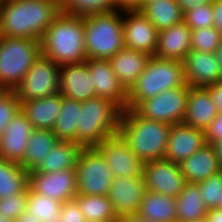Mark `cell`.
<instances>
[{"label": "cell", "mask_w": 222, "mask_h": 222, "mask_svg": "<svg viewBox=\"0 0 222 222\" xmlns=\"http://www.w3.org/2000/svg\"><path fill=\"white\" fill-rule=\"evenodd\" d=\"M60 13L56 0H7L0 7V36L41 40Z\"/></svg>", "instance_id": "obj_1"}, {"label": "cell", "mask_w": 222, "mask_h": 222, "mask_svg": "<svg viewBox=\"0 0 222 222\" xmlns=\"http://www.w3.org/2000/svg\"><path fill=\"white\" fill-rule=\"evenodd\" d=\"M40 47L41 55L58 66L86 61L84 16L61 11L45 30Z\"/></svg>", "instance_id": "obj_2"}, {"label": "cell", "mask_w": 222, "mask_h": 222, "mask_svg": "<svg viewBox=\"0 0 222 222\" xmlns=\"http://www.w3.org/2000/svg\"><path fill=\"white\" fill-rule=\"evenodd\" d=\"M171 125L162 121L145 119L133 109L121 114L118 134L130 150L143 162L163 159Z\"/></svg>", "instance_id": "obj_3"}, {"label": "cell", "mask_w": 222, "mask_h": 222, "mask_svg": "<svg viewBox=\"0 0 222 222\" xmlns=\"http://www.w3.org/2000/svg\"><path fill=\"white\" fill-rule=\"evenodd\" d=\"M123 110L113 101L94 97L81 102L76 143L96 147L104 139L118 134Z\"/></svg>", "instance_id": "obj_4"}, {"label": "cell", "mask_w": 222, "mask_h": 222, "mask_svg": "<svg viewBox=\"0 0 222 222\" xmlns=\"http://www.w3.org/2000/svg\"><path fill=\"white\" fill-rule=\"evenodd\" d=\"M185 85L183 62L151 56L144 71L127 91L126 108L134 109L141 101Z\"/></svg>", "instance_id": "obj_5"}, {"label": "cell", "mask_w": 222, "mask_h": 222, "mask_svg": "<svg viewBox=\"0 0 222 222\" xmlns=\"http://www.w3.org/2000/svg\"><path fill=\"white\" fill-rule=\"evenodd\" d=\"M122 10L84 16V39L87 59L109 60L125 47Z\"/></svg>", "instance_id": "obj_6"}, {"label": "cell", "mask_w": 222, "mask_h": 222, "mask_svg": "<svg viewBox=\"0 0 222 222\" xmlns=\"http://www.w3.org/2000/svg\"><path fill=\"white\" fill-rule=\"evenodd\" d=\"M40 55V40L0 36V90H14Z\"/></svg>", "instance_id": "obj_7"}, {"label": "cell", "mask_w": 222, "mask_h": 222, "mask_svg": "<svg viewBox=\"0 0 222 222\" xmlns=\"http://www.w3.org/2000/svg\"><path fill=\"white\" fill-rule=\"evenodd\" d=\"M75 171L77 194L108 195L114 176L105 158L96 147L82 150Z\"/></svg>", "instance_id": "obj_8"}, {"label": "cell", "mask_w": 222, "mask_h": 222, "mask_svg": "<svg viewBox=\"0 0 222 222\" xmlns=\"http://www.w3.org/2000/svg\"><path fill=\"white\" fill-rule=\"evenodd\" d=\"M188 98V84L163 91L154 97L141 101L133 110L141 117L162 121L170 125L185 120Z\"/></svg>", "instance_id": "obj_9"}, {"label": "cell", "mask_w": 222, "mask_h": 222, "mask_svg": "<svg viewBox=\"0 0 222 222\" xmlns=\"http://www.w3.org/2000/svg\"><path fill=\"white\" fill-rule=\"evenodd\" d=\"M59 71L53 60L40 55L14 89L20 101L45 98L59 93Z\"/></svg>", "instance_id": "obj_10"}, {"label": "cell", "mask_w": 222, "mask_h": 222, "mask_svg": "<svg viewBox=\"0 0 222 222\" xmlns=\"http://www.w3.org/2000/svg\"><path fill=\"white\" fill-rule=\"evenodd\" d=\"M34 192L60 202L74 200L77 195L75 168L57 172H29V185Z\"/></svg>", "instance_id": "obj_11"}, {"label": "cell", "mask_w": 222, "mask_h": 222, "mask_svg": "<svg viewBox=\"0 0 222 222\" xmlns=\"http://www.w3.org/2000/svg\"><path fill=\"white\" fill-rule=\"evenodd\" d=\"M96 148L105 158L114 178L143 176L144 163L119 134L104 139Z\"/></svg>", "instance_id": "obj_12"}, {"label": "cell", "mask_w": 222, "mask_h": 222, "mask_svg": "<svg viewBox=\"0 0 222 222\" xmlns=\"http://www.w3.org/2000/svg\"><path fill=\"white\" fill-rule=\"evenodd\" d=\"M146 189L168 197H177L187 183L179 164L165 159L144 163Z\"/></svg>", "instance_id": "obj_13"}, {"label": "cell", "mask_w": 222, "mask_h": 222, "mask_svg": "<svg viewBox=\"0 0 222 222\" xmlns=\"http://www.w3.org/2000/svg\"><path fill=\"white\" fill-rule=\"evenodd\" d=\"M122 21L125 47L154 56L159 34L156 27L140 10H124Z\"/></svg>", "instance_id": "obj_14"}, {"label": "cell", "mask_w": 222, "mask_h": 222, "mask_svg": "<svg viewBox=\"0 0 222 222\" xmlns=\"http://www.w3.org/2000/svg\"><path fill=\"white\" fill-rule=\"evenodd\" d=\"M146 190L143 176L114 178L107 196L122 219L137 213Z\"/></svg>", "instance_id": "obj_15"}, {"label": "cell", "mask_w": 222, "mask_h": 222, "mask_svg": "<svg viewBox=\"0 0 222 222\" xmlns=\"http://www.w3.org/2000/svg\"><path fill=\"white\" fill-rule=\"evenodd\" d=\"M182 62L184 76L190 87H206L222 80V65L215 52L191 50Z\"/></svg>", "instance_id": "obj_16"}, {"label": "cell", "mask_w": 222, "mask_h": 222, "mask_svg": "<svg viewBox=\"0 0 222 222\" xmlns=\"http://www.w3.org/2000/svg\"><path fill=\"white\" fill-rule=\"evenodd\" d=\"M207 144L204 130L178 123L171 125L163 159L180 164Z\"/></svg>", "instance_id": "obj_17"}, {"label": "cell", "mask_w": 222, "mask_h": 222, "mask_svg": "<svg viewBox=\"0 0 222 222\" xmlns=\"http://www.w3.org/2000/svg\"><path fill=\"white\" fill-rule=\"evenodd\" d=\"M96 97L115 102L123 111L127 105V90L114 74L109 60L87 59Z\"/></svg>", "instance_id": "obj_18"}, {"label": "cell", "mask_w": 222, "mask_h": 222, "mask_svg": "<svg viewBox=\"0 0 222 222\" xmlns=\"http://www.w3.org/2000/svg\"><path fill=\"white\" fill-rule=\"evenodd\" d=\"M92 75L86 61L60 66L59 94L77 101L96 97Z\"/></svg>", "instance_id": "obj_19"}, {"label": "cell", "mask_w": 222, "mask_h": 222, "mask_svg": "<svg viewBox=\"0 0 222 222\" xmlns=\"http://www.w3.org/2000/svg\"><path fill=\"white\" fill-rule=\"evenodd\" d=\"M32 131L31 122L20 110L0 137V158L20 164Z\"/></svg>", "instance_id": "obj_20"}, {"label": "cell", "mask_w": 222, "mask_h": 222, "mask_svg": "<svg viewBox=\"0 0 222 222\" xmlns=\"http://www.w3.org/2000/svg\"><path fill=\"white\" fill-rule=\"evenodd\" d=\"M191 32L192 29L184 21L160 30L154 56L182 62L191 51Z\"/></svg>", "instance_id": "obj_21"}, {"label": "cell", "mask_w": 222, "mask_h": 222, "mask_svg": "<svg viewBox=\"0 0 222 222\" xmlns=\"http://www.w3.org/2000/svg\"><path fill=\"white\" fill-rule=\"evenodd\" d=\"M219 115L216 105L212 102L205 87H190L184 124L206 130L210 123Z\"/></svg>", "instance_id": "obj_22"}, {"label": "cell", "mask_w": 222, "mask_h": 222, "mask_svg": "<svg viewBox=\"0 0 222 222\" xmlns=\"http://www.w3.org/2000/svg\"><path fill=\"white\" fill-rule=\"evenodd\" d=\"M62 95L57 93L40 99L20 101V110L33 129L52 130L61 110Z\"/></svg>", "instance_id": "obj_23"}, {"label": "cell", "mask_w": 222, "mask_h": 222, "mask_svg": "<svg viewBox=\"0 0 222 222\" xmlns=\"http://www.w3.org/2000/svg\"><path fill=\"white\" fill-rule=\"evenodd\" d=\"M179 166L188 183H198L222 171L214 148L208 143L202 149L183 160Z\"/></svg>", "instance_id": "obj_24"}, {"label": "cell", "mask_w": 222, "mask_h": 222, "mask_svg": "<svg viewBox=\"0 0 222 222\" xmlns=\"http://www.w3.org/2000/svg\"><path fill=\"white\" fill-rule=\"evenodd\" d=\"M150 57L143 52L124 47L110 58L109 62L117 79L128 91L144 71Z\"/></svg>", "instance_id": "obj_25"}, {"label": "cell", "mask_w": 222, "mask_h": 222, "mask_svg": "<svg viewBox=\"0 0 222 222\" xmlns=\"http://www.w3.org/2000/svg\"><path fill=\"white\" fill-rule=\"evenodd\" d=\"M135 215L150 222H177L176 198L146 190Z\"/></svg>", "instance_id": "obj_26"}, {"label": "cell", "mask_w": 222, "mask_h": 222, "mask_svg": "<svg viewBox=\"0 0 222 222\" xmlns=\"http://www.w3.org/2000/svg\"><path fill=\"white\" fill-rule=\"evenodd\" d=\"M84 147L71 141H58L34 169L36 172H57L75 168Z\"/></svg>", "instance_id": "obj_27"}, {"label": "cell", "mask_w": 222, "mask_h": 222, "mask_svg": "<svg viewBox=\"0 0 222 222\" xmlns=\"http://www.w3.org/2000/svg\"><path fill=\"white\" fill-rule=\"evenodd\" d=\"M177 222L204 220L208 209L201 198L197 183H186L176 197Z\"/></svg>", "instance_id": "obj_28"}, {"label": "cell", "mask_w": 222, "mask_h": 222, "mask_svg": "<svg viewBox=\"0 0 222 222\" xmlns=\"http://www.w3.org/2000/svg\"><path fill=\"white\" fill-rule=\"evenodd\" d=\"M58 141L52 130L33 129L21 167L28 172L34 170Z\"/></svg>", "instance_id": "obj_29"}, {"label": "cell", "mask_w": 222, "mask_h": 222, "mask_svg": "<svg viewBox=\"0 0 222 222\" xmlns=\"http://www.w3.org/2000/svg\"><path fill=\"white\" fill-rule=\"evenodd\" d=\"M140 11L158 31L183 21V13L176 0H157L144 5Z\"/></svg>", "instance_id": "obj_30"}, {"label": "cell", "mask_w": 222, "mask_h": 222, "mask_svg": "<svg viewBox=\"0 0 222 222\" xmlns=\"http://www.w3.org/2000/svg\"><path fill=\"white\" fill-rule=\"evenodd\" d=\"M74 200L78 203L86 221L119 222L121 220L108 196L77 194Z\"/></svg>", "instance_id": "obj_31"}, {"label": "cell", "mask_w": 222, "mask_h": 222, "mask_svg": "<svg viewBox=\"0 0 222 222\" xmlns=\"http://www.w3.org/2000/svg\"><path fill=\"white\" fill-rule=\"evenodd\" d=\"M80 106L81 101L62 96L61 110L52 129L59 141L76 142V126H78Z\"/></svg>", "instance_id": "obj_32"}, {"label": "cell", "mask_w": 222, "mask_h": 222, "mask_svg": "<svg viewBox=\"0 0 222 222\" xmlns=\"http://www.w3.org/2000/svg\"><path fill=\"white\" fill-rule=\"evenodd\" d=\"M28 185V171L19 163L0 158V199L21 193Z\"/></svg>", "instance_id": "obj_33"}, {"label": "cell", "mask_w": 222, "mask_h": 222, "mask_svg": "<svg viewBox=\"0 0 222 222\" xmlns=\"http://www.w3.org/2000/svg\"><path fill=\"white\" fill-rule=\"evenodd\" d=\"M62 202L40 195L29 186L27 191V211L32 214L35 222H60Z\"/></svg>", "instance_id": "obj_34"}, {"label": "cell", "mask_w": 222, "mask_h": 222, "mask_svg": "<svg viewBox=\"0 0 222 222\" xmlns=\"http://www.w3.org/2000/svg\"><path fill=\"white\" fill-rule=\"evenodd\" d=\"M60 4L62 12L78 16L117 9L115 0H62Z\"/></svg>", "instance_id": "obj_35"}, {"label": "cell", "mask_w": 222, "mask_h": 222, "mask_svg": "<svg viewBox=\"0 0 222 222\" xmlns=\"http://www.w3.org/2000/svg\"><path fill=\"white\" fill-rule=\"evenodd\" d=\"M222 35L213 26L194 29L191 32V50L202 52H216L221 44Z\"/></svg>", "instance_id": "obj_36"}, {"label": "cell", "mask_w": 222, "mask_h": 222, "mask_svg": "<svg viewBox=\"0 0 222 222\" xmlns=\"http://www.w3.org/2000/svg\"><path fill=\"white\" fill-rule=\"evenodd\" d=\"M20 111V100L14 90H0V137Z\"/></svg>", "instance_id": "obj_37"}, {"label": "cell", "mask_w": 222, "mask_h": 222, "mask_svg": "<svg viewBox=\"0 0 222 222\" xmlns=\"http://www.w3.org/2000/svg\"><path fill=\"white\" fill-rule=\"evenodd\" d=\"M183 21L192 29L214 26V10L212 4L196 6L183 15Z\"/></svg>", "instance_id": "obj_38"}, {"label": "cell", "mask_w": 222, "mask_h": 222, "mask_svg": "<svg viewBox=\"0 0 222 222\" xmlns=\"http://www.w3.org/2000/svg\"><path fill=\"white\" fill-rule=\"evenodd\" d=\"M28 187L21 193L0 199V215L15 221L27 207Z\"/></svg>", "instance_id": "obj_39"}, {"label": "cell", "mask_w": 222, "mask_h": 222, "mask_svg": "<svg viewBox=\"0 0 222 222\" xmlns=\"http://www.w3.org/2000/svg\"><path fill=\"white\" fill-rule=\"evenodd\" d=\"M197 184L205 207L207 209L218 208L219 188L222 186V171Z\"/></svg>", "instance_id": "obj_40"}, {"label": "cell", "mask_w": 222, "mask_h": 222, "mask_svg": "<svg viewBox=\"0 0 222 222\" xmlns=\"http://www.w3.org/2000/svg\"><path fill=\"white\" fill-rule=\"evenodd\" d=\"M60 222H85V216L81 212L75 200L63 202L60 211Z\"/></svg>", "instance_id": "obj_41"}, {"label": "cell", "mask_w": 222, "mask_h": 222, "mask_svg": "<svg viewBox=\"0 0 222 222\" xmlns=\"http://www.w3.org/2000/svg\"><path fill=\"white\" fill-rule=\"evenodd\" d=\"M207 143L222 140V113L210 123L208 128L205 130Z\"/></svg>", "instance_id": "obj_42"}, {"label": "cell", "mask_w": 222, "mask_h": 222, "mask_svg": "<svg viewBox=\"0 0 222 222\" xmlns=\"http://www.w3.org/2000/svg\"><path fill=\"white\" fill-rule=\"evenodd\" d=\"M211 97L212 102L216 105L219 113H222V80L212 83L205 87Z\"/></svg>", "instance_id": "obj_43"}, {"label": "cell", "mask_w": 222, "mask_h": 222, "mask_svg": "<svg viewBox=\"0 0 222 222\" xmlns=\"http://www.w3.org/2000/svg\"><path fill=\"white\" fill-rule=\"evenodd\" d=\"M216 0H176L183 15L196 6L212 4Z\"/></svg>", "instance_id": "obj_44"}, {"label": "cell", "mask_w": 222, "mask_h": 222, "mask_svg": "<svg viewBox=\"0 0 222 222\" xmlns=\"http://www.w3.org/2000/svg\"><path fill=\"white\" fill-rule=\"evenodd\" d=\"M214 10V27L222 35V0H216L212 3Z\"/></svg>", "instance_id": "obj_45"}, {"label": "cell", "mask_w": 222, "mask_h": 222, "mask_svg": "<svg viewBox=\"0 0 222 222\" xmlns=\"http://www.w3.org/2000/svg\"><path fill=\"white\" fill-rule=\"evenodd\" d=\"M118 10H140L141 0H115Z\"/></svg>", "instance_id": "obj_46"}, {"label": "cell", "mask_w": 222, "mask_h": 222, "mask_svg": "<svg viewBox=\"0 0 222 222\" xmlns=\"http://www.w3.org/2000/svg\"><path fill=\"white\" fill-rule=\"evenodd\" d=\"M205 220L207 222H222V209H208Z\"/></svg>", "instance_id": "obj_47"}, {"label": "cell", "mask_w": 222, "mask_h": 222, "mask_svg": "<svg viewBox=\"0 0 222 222\" xmlns=\"http://www.w3.org/2000/svg\"><path fill=\"white\" fill-rule=\"evenodd\" d=\"M210 144L214 148L215 155L217 156L219 164L222 167V140H218V141L212 142Z\"/></svg>", "instance_id": "obj_48"}, {"label": "cell", "mask_w": 222, "mask_h": 222, "mask_svg": "<svg viewBox=\"0 0 222 222\" xmlns=\"http://www.w3.org/2000/svg\"><path fill=\"white\" fill-rule=\"evenodd\" d=\"M14 222H35L32 214L27 209Z\"/></svg>", "instance_id": "obj_49"}, {"label": "cell", "mask_w": 222, "mask_h": 222, "mask_svg": "<svg viewBox=\"0 0 222 222\" xmlns=\"http://www.w3.org/2000/svg\"><path fill=\"white\" fill-rule=\"evenodd\" d=\"M119 222H150L147 220H143L136 215L123 217Z\"/></svg>", "instance_id": "obj_50"}, {"label": "cell", "mask_w": 222, "mask_h": 222, "mask_svg": "<svg viewBox=\"0 0 222 222\" xmlns=\"http://www.w3.org/2000/svg\"><path fill=\"white\" fill-rule=\"evenodd\" d=\"M215 53L217 55V58H218L220 64L222 65V41H221V44L218 46Z\"/></svg>", "instance_id": "obj_51"}, {"label": "cell", "mask_w": 222, "mask_h": 222, "mask_svg": "<svg viewBox=\"0 0 222 222\" xmlns=\"http://www.w3.org/2000/svg\"><path fill=\"white\" fill-rule=\"evenodd\" d=\"M218 209H222V186L219 188Z\"/></svg>", "instance_id": "obj_52"}, {"label": "cell", "mask_w": 222, "mask_h": 222, "mask_svg": "<svg viewBox=\"0 0 222 222\" xmlns=\"http://www.w3.org/2000/svg\"><path fill=\"white\" fill-rule=\"evenodd\" d=\"M154 1H157V0H141V8L148 4V3H151V2H154Z\"/></svg>", "instance_id": "obj_53"}, {"label": "cell", "mask_w": 222, "mask_h": 222, "mask_svg": "<svg viewBox=\"0 0 222 222\" xmlns=\"http://www.w3.org/2000/svg\"><path fill=\"white\" fill-rule=\"evenodd\" d=\"M0 222H14V221L0 215Z\"/></svg>", "instance_id": "obj_54"}, {"label": "cell", "mask_w": 222, "mask_h": 222, "mask_svg": "<svg viewBox=\"0 0 222 222\" xmlns=\"http://www.w3.org/2000/svg\"><path fill=\"white\" fill-rule=\"evenodd\" d=\"M7 0H0V7L6 2Z\"/></svg>", "instance_id": "obj_55"}, {"label": "cell", "mask_w": 222, "mask_h": 222, "mask_svg": "<svg viewBox=\"0 0 222 222\" xmlns=\"http://www.w3.org/2000/svg\"><path fill=\"white\" fill-rule=\"evenodd\" d=\"M85 222H106V221H94V220H92V221H85Z\"/></svg>", "instance_id": "obj_56"}, {"label": "cell", "mask_w": 222, "mask_h": 222, "mask_svg": "<svg viewBox=\"0 0 222 222\" xmlns=\"http://www.w3.org/2000/svg\"><path fill=\"white\" fill-rule=\"evenodd\" d=\"M194 222H207V221L204 219V220H198V221H194Z\"/></svg>", "instance_id": "obj_57"}]
</instances>
